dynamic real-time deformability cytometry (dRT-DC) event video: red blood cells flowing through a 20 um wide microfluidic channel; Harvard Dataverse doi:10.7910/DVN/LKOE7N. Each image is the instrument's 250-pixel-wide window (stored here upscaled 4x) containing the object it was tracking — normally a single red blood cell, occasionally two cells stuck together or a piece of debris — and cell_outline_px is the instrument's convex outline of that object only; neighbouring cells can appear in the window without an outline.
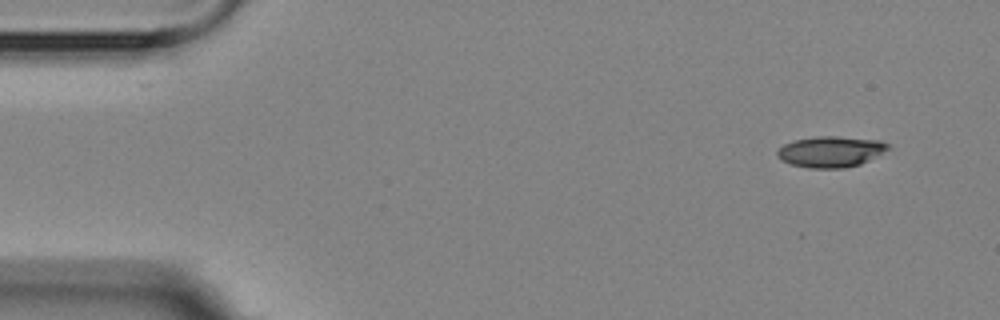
{"species": "Egyptian fruit bat (a non-hibernating species)", "species_latin": "Rousettus aegyptiacus", "temperature_condition": "room temperature", "stored_images_in_passage": 4, "camera_frame_rate_fps": 3000, "um_per_image_px": 0.085, "animal": {"sex": "female"}, "frame": {"image": 1, "passage_image": 1, "time_ms": 0.0, "image_size_px": [1000, 320], "cell_outline_px": [[892, 148], [860, 164], [844, 168], [808, 168], [792, 164], [780, 160], [776, 156], [776, 152], [784, 144], [792, 140], [816, 136], [836, 136], [880, 140], [892, 144]], "centroid_in_image_um": [70.63, 12.88], "position_along_channel_um": 14.4, "area_um2": 20.23}}
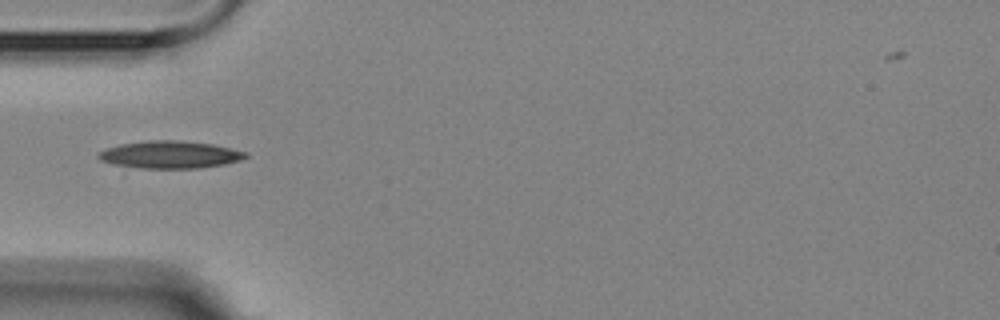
{"frame": {"image": 2, "passage_image": 4, "time_ms": 4.333, "image_size_px": [1000, 320], "cell_outline_px": [[248, 156], [240, 160], [224, 164], [200, 168], [140, 168], [112, 164], [100, 160], [96, 156], [100, 152], [108, 148], [120, 144], [148, 140], [180, 140], [212, 144], [248, 152]], "centroid_in_image_um": [14.45, 13.14], "position_along_channel_um": 70.5, "area_um2": 23.47}}